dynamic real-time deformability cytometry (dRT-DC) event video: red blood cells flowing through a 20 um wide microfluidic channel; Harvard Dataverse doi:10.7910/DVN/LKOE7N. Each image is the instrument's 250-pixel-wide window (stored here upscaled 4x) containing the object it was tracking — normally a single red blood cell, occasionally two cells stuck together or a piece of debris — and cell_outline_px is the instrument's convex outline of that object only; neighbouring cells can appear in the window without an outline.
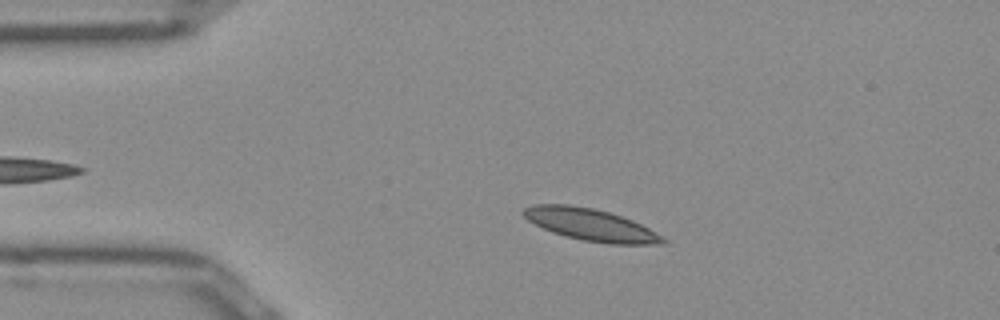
{"species": "Egyptian fruit bat (a non-hibernating species)", "species_latin": "Rousettus aegyptiacus", "temperature_condition": "room temperature", "stored_images_in_passage": 43, "camera_frame_rate_fps": 3000, "um_per_image_px": 0.085, "frame": {"image": 1, "passage_image": 8, "time_ms": 2.333, "image_size_px": [1000, 320], "cell_outline_px": [[668, 240], [664, 244], [608, 244], [584, 240], [552, 232], [528, 220], [520, 212], [524, 208], [532, 204], [568, 204], [592, 208], [608, 212], [632, 220], [656, 232]], "centroid_in_image_um": [50.21, 19.1], "position_along_channel_um": 34.8, "area_um2": 25.78}}
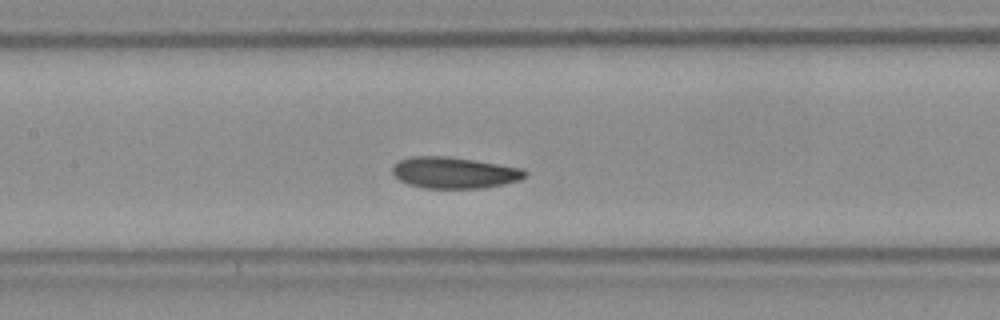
{"frame": {"image": 2, "passage_image": 21, "time_ms": 6.667, "image_size_px": [1000, 320], "cell_outline_px": [[528, 176], [520, 180], [504, 184], [484, 188], [424, 188], [408, 184], [400, 180], [392, 172], [392, 168], [400, 160], [412, 156], [444, 156], [472, 160], [520, 168], [528, 172]], "centroid_in_image_um": [38.63, 14.69], "position_along_channel_um": 168.8, "area_um2": 23.99}}
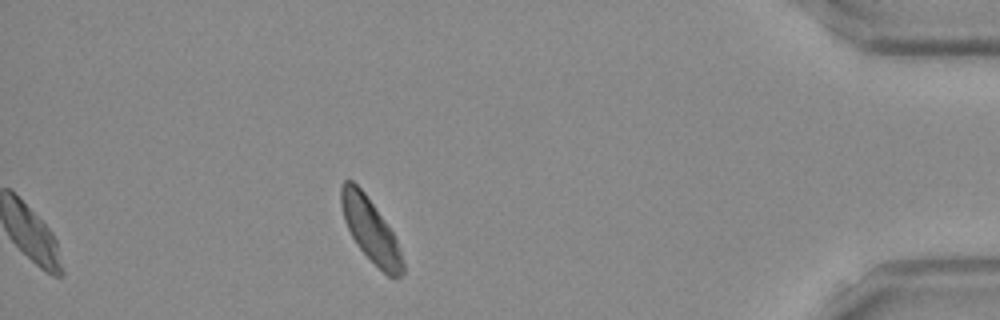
{"frame": {"image": 3, "passage_image": 43, "time_ms": 14.0, "image_size_px": [1000, 320], "cell_outline_px": [[404, 272], [400, 276], [388, 276], [356, 244], [344, 220], [340, 204], [340, 188], [344, 180], [352, 180], [364, 192], [384, 220], [392, 232], [400, 248], [404, 264]], "centroid_in_image_um": [31.48, 19.52], "position_along_channel_um": 403.7, "area_um2": 22.25}, "authors_computed_cell_mechanics": {"area_um2": 24.1604, "velocity_mm_per_s": 3.8972, "shape_relaxation_time_tau1_ms": 2.6687, "shape_relaxation_time_tau2_ms": 2.9788, "deformation_change_tau1": 0.0796, "deformation_change_tau2": 0.0748}}